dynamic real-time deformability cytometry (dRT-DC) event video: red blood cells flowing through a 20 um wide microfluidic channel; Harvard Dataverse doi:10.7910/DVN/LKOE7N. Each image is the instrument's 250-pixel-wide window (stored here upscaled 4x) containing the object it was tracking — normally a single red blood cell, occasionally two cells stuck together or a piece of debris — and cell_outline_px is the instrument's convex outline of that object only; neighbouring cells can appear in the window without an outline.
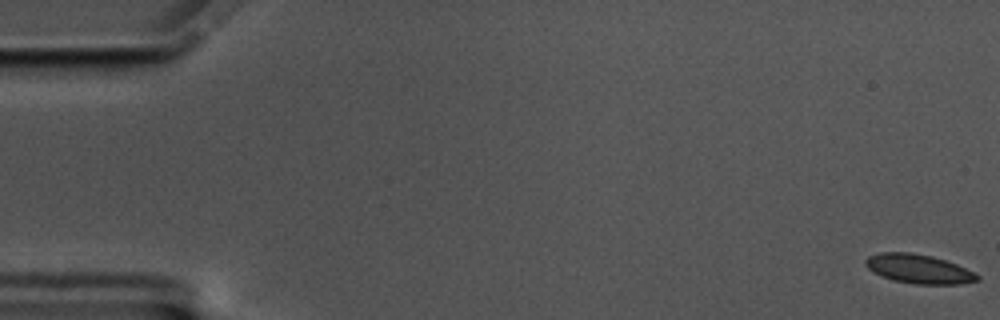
{"species": "common noctule bat (a hibernating species)", "species_latin": "Nyctalus noctula", "temperature_condition": "cold", "stored_images_in_passage": 59, "camera_frame_rate_fps": 3000, "um_per_image_px": 0.085, "animal": {"sex": "male", "body_mass_g": 17.5, "forearm_length_mm": 52.3}, "frame": {"image": 1, "passage_image": 1, "time_ms": 0.0, "image_size_px": [1000, 320], "cell_outline_px": [[980, 280], [960, 284], [916, 284], [892, 280], [880, 276], [872, 272], [864, 264], [864, 260], [868, 256], [880, 252], [908, 252], [932, 256], [956, 264], [980, 276]], "centroid_in_image_um": [78.04, 22.86], "position_along_channel_um": 7.0, "area_um2": 18.96}}
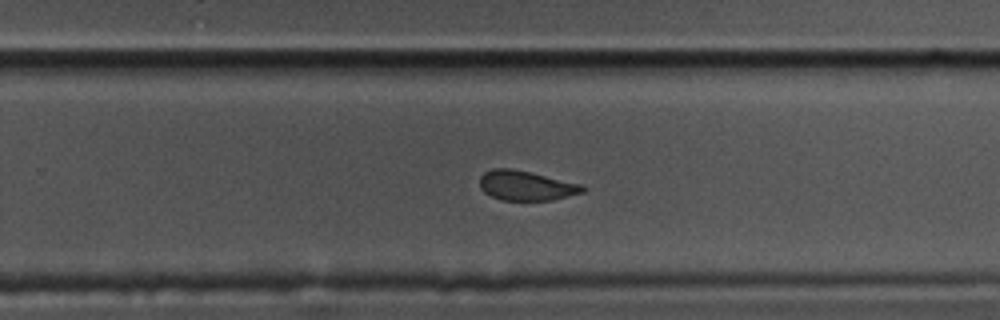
{"frame": {"image": 2, "passage_image": 38, "time_ms": 12.333, "image_size_px": [1000, 320], "cell_outline_px": [[584, 192], [552, 200], [500, 200], [484, 192], [480, 188], [480, 176], [484, 172], [492, 168], [512, 168], [580, 184], [584, 188]], "centroid_in_image_um": [44.66, 15.77], "position_along_channel_um": 285.1, "area_um2": 17.63}}
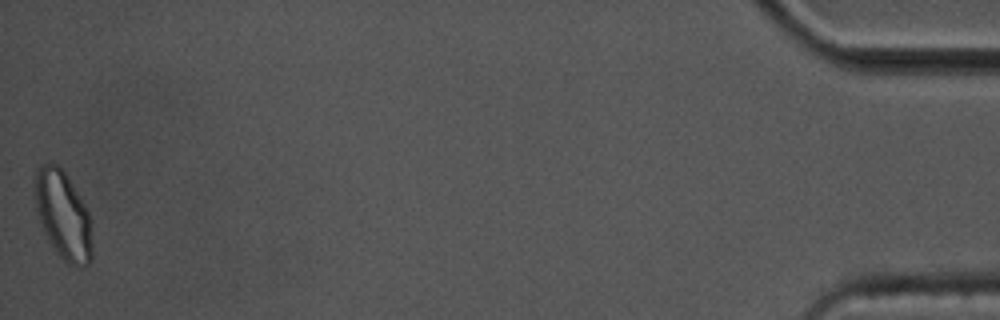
{"frame": {"image": 3, "passage_image": 59, "time_ms": 19.333, "image_size_px": [1000, 320], "cell_outline_px": [[92, 260], [84, 268], [80, 268], [68, 264], [60, 256], [52, 244], [40, 220], [36, 208], [36, 168], [40, 164], [56, 164], [68, 176], [84, 204], [92, 220]], "centroid_in_image_um": [5.42, 18.33], "position_along_channel_um": 429.8, "area_um2": 29.13}, "authors_computed_cell_mechanics": {"area_um2": 19.0162, "velocity_mm_per_s": 3.4349, "shape_relaxation_time_tau1_ms": null, "shape_relaxation_time_tau2_ms": 1.2421, "deformation_change_tau1": null, "deformation_change_tau2": 0.0511}}